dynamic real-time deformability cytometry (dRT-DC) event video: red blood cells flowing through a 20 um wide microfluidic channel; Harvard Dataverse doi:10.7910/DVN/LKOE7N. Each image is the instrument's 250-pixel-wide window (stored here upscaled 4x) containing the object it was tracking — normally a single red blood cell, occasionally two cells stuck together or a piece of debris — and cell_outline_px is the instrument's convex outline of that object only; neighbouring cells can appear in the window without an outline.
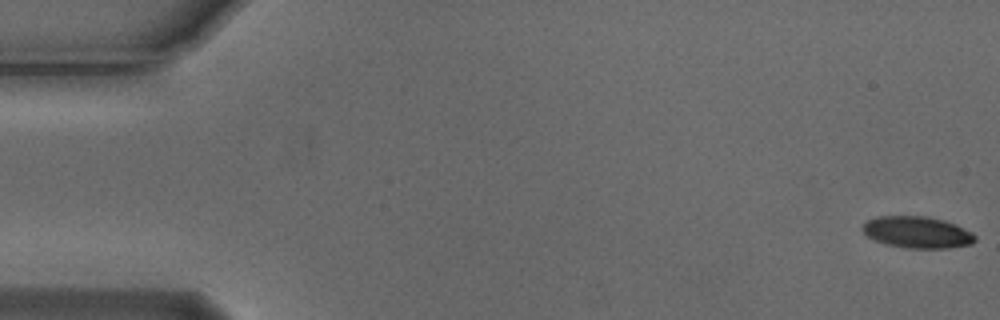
{"species": "Egyptian fruit bat (a non-hibernating species)", "species_latin": "Rousettus aegyptiacus", "temperature_condition": "cold", "stored_images_in_passage": 55, "camera_frame_rate_fps": 3000, "um_per_image_px": 0.085, "animal": {"sex": "male"}, "frame": {"image": 1, "passage_image": 1, "time_ms": 0.0, "image_size_px": [1000, 320], "cell_outline_px": [[976, 240], [972, 244], [948, 248], [908, 248], [888, 244], [876, 240], [868, 236], [864, 232], [864, 224], [868, 220], [876, 216], [924, 216], [944, 220], [956, 224], [972, 232], [976, 236]], "centroid_in_image_um": [78.02, 19.74], "position_along_channel_um": 7.0, "area_um2": 20.58}}
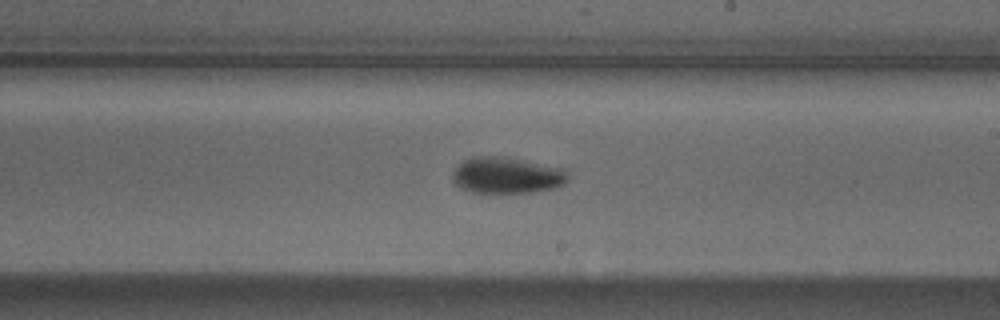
{"frame": {"image": 2, "passage_image": 32, "time_ms": 10.333, "image_size_px": [1000, 320], "cell_outline_px": [[568, 180], [564, 184], [556, 188], [532, 192], [472, 192], [456, 184], [452, 176], [452, 172], [464, 160], [472, 156], [500, 156], [560, 168], [568, 172]], "centroid_in_image_um": [43.08, 14.9], "position_along_channel_um": 245.9, "area_um2": 23.99}}
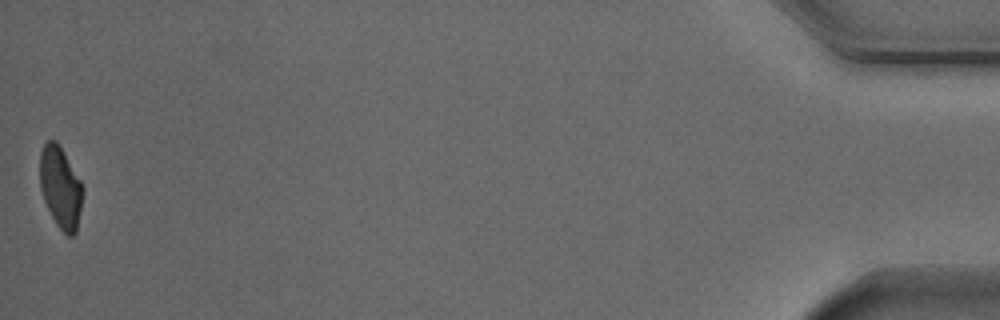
{"frame": {"image": 3, "passage_image": 55, "time_ms": 18.0, "image_size_px": [1000, 320], "cell_outline_px": [[84, 188], [76, 232], [72, 236], [68, 236], [56, 224], [44, 200], [40, 188], [40, 152], [44, 144], [48, 140], [56, 140], [80, 180]], "centroid_in_image_um": [5.14, 15.93], "position_along_channel_um": 430.1, "area_um2": 20.11}, "authors_computed_cell_mechanics": {"area_um2": 21.7328, "velocity_mm_per_s": 3.7239, "shape_relaxation_time_tau1_ms": 2.7505, "shape_relaxation_time_tau2_ms": 7.238, "deformation_change_tau1": 0.1208, "deformation_change_tau2": 0.1169}}